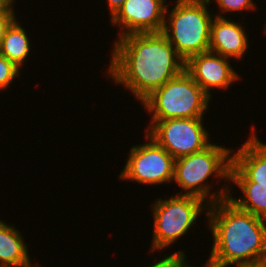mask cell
I'll return each mask as SVG.
<instances>
[{"mask_svg":"<svg viewBox=\"0 0 266 267\" xmlns=\"http://www.w3.org/2000/svg\"><path fill=\"white\" fill-rule=\"evenodd\" d=\"M242 22L231 21L216 13L210 25L209 51L230 59H242L249 48L248 34Z\"/></svg>","mask_w":266,"mask_h":267,"instance_id":"7c38bea8","label":"cell"},{"mask_svg":"<svg viewBox=\"0 0 266 267\" xmlns=\"http://www.w3.org/2000/svg\"><path fill=\"white\" fill-rule=\"evenodd\" d=\"M22 232L0 220V267H33Z\"/></svg>","mask_w":266,"mask_h":267,"instance_id":"4fadbf2b","label":"cell"},{"mask_svg":"<svg viewBox=\"0 0 266 267\" xmlns=\"http://www.w3.org/2000/svg\"><path fill=\"white\" fill-rule=\"evenodd\" d=\"M8 0H0V7H2Z\"/></svg>","mask_w":266,"mask_h":267,"instance_id":"44dd1931","label":"cell"},{"mask_svg":"<svg viewBox=\"0 0 266 267\" xmlns=\"http://www.w3.org/2000/svg\"><path fill=\"white\" fill-rule=\"evenodd\" d=\"M144 134L147 142L131 147L119 179L148 186L172 183L175 159L150 136Z\"/></svg>","mask_w":266,"mask_h":267,"instance_id":"ba28073f","label":"cell"},{"mask_svg":"<svg viewBox=\"0 0 266 267\" xmlns=\"http://www.w3.org/2000/svg\"><path fill=\"white\" fill-rule=\"evenodd\" d=\"M234 149L211 143L204 150L175 159L173 181L183 189L176 195H193L213 204L228 197L230 186L224 184L212 192L210 177L229 182ZM228 180V181H227ZM220 190V191H219Z\"/></svg>","mask_w":266,"mask_h":267,"instance_id":"3957f363","label":"cell"},{"mask_svg":"<svg viewBox=\"0 0 266 267\" xmlns=\"http://www.w3.org/2000/svg\"><path fill=\"white\" fill-rule=\"evenodd\" d=\"M212 101L184 70L155 90L142 103L151 120L203 118Z\"/></svg>","mask_w":266,"mask_h":267,"instance_id":"5b68a950","label":"cell"},{"mask_svg":"<svg viewBox=\"0 0 266 267\" xmlns=\"http://www.w3.org/2000/svg\"><path fill=\"white\" fill-rule=\"evenodd\" d=\"M153 210V240L151 251L160 253L187 235L200 214L208 211L209 204L193 195H171L168 199H156Z\"/></svg>","mask_w":266,"mask_h":267,"instance_id":"8992f818","label":"cell"},{"mask_svg":"<svg viewBox=\"0 0 266 267\" xmlns=\"http://www.w3.org/2000/svg\"><path fill=\"white\" fill-rule=\"evenodd\" d=\"M37 265V266H36ZM35 266H33V267H41V264L40 265H38V264H36Z\"/></svg>","mask_w":266,"mask_h":267,"instance_id":"cb8c5ba5","label":"cell"},{"mask_svg":"<svg viewBox=\"0 0 266 267\" xmlns=\"http://www.w3.org/2000/svg\"><path fill=\"white\" fill-rule=\"evenodd\" d=\"M264 25H265V26H264V28H265V29H264V32H265V34H266V23H265Z\"/></svg>","mask_w":266,"mask_h":267,"instance_id":"603a6c76","label":"cell"},{"mask_svg":"<svg viewBox=\"0 0 266 267\" xmlns=\"http://www.w3.org/2000/svg\"><path fill=\"white\" fill-rule=\"evenodd\" d=\"M228 200L239 209L249 212L254 216L266 219V186L258 185L256 182H231ZM234 183V184H233ZM233 185L238 186L242 195L239 198L232 197Z\"/></svg>","mask_w":266,"mask_h":267,"instance_id":"9a60e30c","label":"cell"},{"mask_svg":"<svg viewBox=\"0 0 266 267\" xmlns=\"http://www.w3.org/2000/svg\"><path fill=\"white\" fill-rule=\"evenodd\" d=\"M202 1H205V2H208V3H211L212 4L211 1H213V0H202Z\"/></svg>","mask_w":266,"mask_h":267,"instance_id":"7402d4cb","label":"cell"},{"mask_svg":"<svg viewBox=\"0 0 266 267\" xmlns=\"http://www.w3.org/2000/svg\"><path fill=\"white\" fill-rule=\"evenodd\" d=\"M146 134L174 159L204 150L212 141L203 118L151 120Z\"/></svg>","mask_w":266,"mask_h":267,"instance_id":"52a82bcc","label":"cell"},{"mask_svg":"<svg viewBox=\"0 0 266 267\" xmlns=\"http://www.w3.org/2000/svg\"><path fill=\"white\" fill-rule=\"evenodd\" d=\"M20 71L13 62L0 54V91L9 88L14 79L21 75Z\"/></svg>","mask_w":266,"mask_h":267,"instance_id":"2e32d148","label":"cell"},{"mask_svg":"<svg viewBox=\"0 0 266 267\" xmlns=\"http://www.w3.org/2000/svg\"><path fill=\"white\" fill-rule=\"evenodd\" d=\"M187 255H185V250L175 251L173 254L166 256L165 258L159 259L158 261L152 263L150 266L146 267H191L186 260Z\"/></svg>","mask_w":266,"mask_h":267,"instance_id":"ac0fdd59","label":"cell"},{"mask_svg":"<svg viewBox=\"0 0 266 267\" xmlns=\"http://www.w3.org/2000/svg\"><path fill=\"white\" fill-rule=\"evenodd\" d=\"M167 0H125L124 5L110 18L119 26L117 38L131 33H159L164 27Z\"/></svg>","mask_w":266,"mask_h":267,"instance_id":"9c48e42d","label":"cell"},{"mask_svg":"<svg viewBox=\"0 0 266 267\" xmlns=\"http://www.w3.org/2000/svg\"><path fill=\"white\" fill-rule=\"evenodd\" d=\"M15 0H8L2 7H0V47L7 28L16 19L14 5Z\"/></svg>","mask_w":266,"mask_h":267,"instance_id":"d6986e66","label":"cell"},{"mask_svg":"<svg viewBox=\"0 0 266 267\" xmlns=\"http://www.w3.org/2000/svg\"><path fill=\"white\" fill-rule=\"evenodd\" d=\"M204 214L214 239L203 267L266 265V219L239 209L228 198L210 204Z\"/></svg>","mask_w":266,"mask_h":267,"instance_id":"7a4b0ae2","label":"cell"},{"mask_svg":"<svg viewBox=\"0 0 266 267\" xmlns=\"http://www.w3.org/2000/svg\"><path fill=\"white\" fill-rule=\"evenodd\" d=\"M241 147L232 152L230 182H256L266 186V143L261 141L253 127Z\"/></svg>","mask_w":266,"mask_h":267,"instance_id":"8fae6325","label":"cell"},{"mask_svg":"<svg viewBox=\"0 0 266 267\" xmlns=\"http://www.w3.org/2000/svg\"><path fill=\"white\" fill-rule=\"evenodd\" d=\"M219 10L223 14L226 13H236L242 12L243 10L246 12L247 10L256 9V3L253 0H215Z\"/></svg>","mask_w":266,"mask_h":267,"instance_id":"e0dca14e","label":"cell"},{"mask_svg":"<svg viewBox=\"0 0 266 267\" xmlns=\"http://www.w3.org/2000/svg\"><path fill=\"white\" fill-rule=\"evenodd\" d=\"M20 24L22 23H19L16 18L7 28L0 47V54L22 69L31 52V41H29L28 33Z\"/></svg>","mask_w":266,"mask_h":267,"instance_id":"5bb4252c","label":"cell"},{"mask_svg":"<svg viewBox=\"0 0 266 267\" xmlns=\"http://www.w3.org/2000/svg\"><path fill=\"white\" fill-rule=\"evenodd\" d=\"M229 63L230 58L206 51L189 57L184 70L212 98V89L228 90L240 79V74Z\"/></svg>","mask_w":266,"mask_h":267,"instance_id":"30bf717a","label":"cell"},{"mask_svg":"<svg viewBox=\"0 0 266 267\" xmlns=\"http://www.w3.org/2000/svg\"><path fill=\"white\" fill-rule=\"evenodd\" d=\"M117 39L107 76L131 91L140 103L184 71V60L161 32L131 33Z\"/></svg>","mask_w":266,"mask_h":267,"instance_id":"6da1fadb","label":"cell"},{"mask_svg":"<svg viewBox=\"0 0 266 267\" xmlns=\"http://www.w3.org/2000/svg\"><path fill=\"white\" fill-rule=\"evenodd\" d=\"M125 0H107L109 12L111 18L118 12V10L124 5Z\"/></svg>","mask_w":266,"mask_h":267,"instance_id":"ffe728a7","label":"cell"},{"mask_svg":"<svg viewBox=\"0 0 266 267\" xmlns=\"http://www.w3.org/2000/svg\"><path fill=\"white\" fill-rule=\"evenodd\" d=\"M170 10L166 8L162 34L184 60L209 51L210 25L215 14L208 10V2L202 0H176Z\"/></svg>","mask_w":266,"mask_h":267,"instance_id":"277c9868","label":"cell"}]
</instances>
